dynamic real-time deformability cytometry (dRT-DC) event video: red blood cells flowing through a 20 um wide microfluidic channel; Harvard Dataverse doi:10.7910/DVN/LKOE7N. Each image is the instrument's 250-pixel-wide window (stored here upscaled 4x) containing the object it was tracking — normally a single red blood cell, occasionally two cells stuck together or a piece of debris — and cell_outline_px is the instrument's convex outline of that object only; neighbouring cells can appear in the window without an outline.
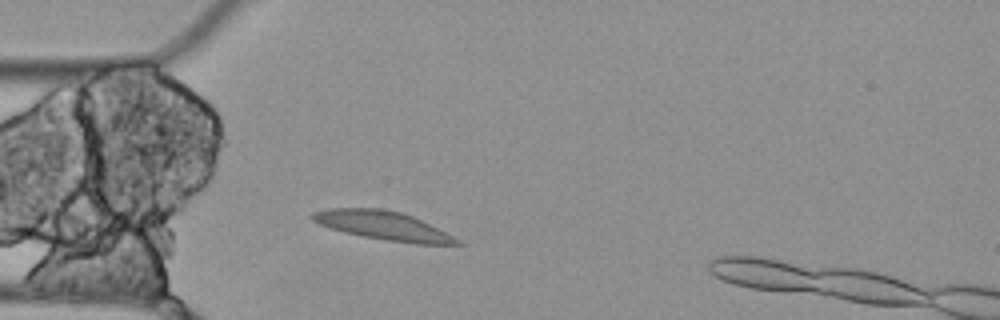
{"species": "Egyptian fruit bat (a non-hibernating species)", "species_latin": "Rousettus aegyptiacus", "temperature_condition": "cold", "stored_images_in_passage": 4, "camera_frame_rate_fps": 3000, "um_per_image_px": 0.085, "animal": {"sex": "female"}, "frame": {"image": 1, "passage_image": 4, "time_ms": 1.0, "image_size_px": [1000, 320], "cell_outline_px": [[464, 244], [416, 244], [360, 236], [344, 232], [320, 224], [312, 220], [312, 212], [328, 208], [380, 208], [400, 212], [412, 216], [460, 240]], "centroid_in_image_um": [32.53, 19.17], "position_along_channel_um": 52.5, "area_um2": 23.76}}